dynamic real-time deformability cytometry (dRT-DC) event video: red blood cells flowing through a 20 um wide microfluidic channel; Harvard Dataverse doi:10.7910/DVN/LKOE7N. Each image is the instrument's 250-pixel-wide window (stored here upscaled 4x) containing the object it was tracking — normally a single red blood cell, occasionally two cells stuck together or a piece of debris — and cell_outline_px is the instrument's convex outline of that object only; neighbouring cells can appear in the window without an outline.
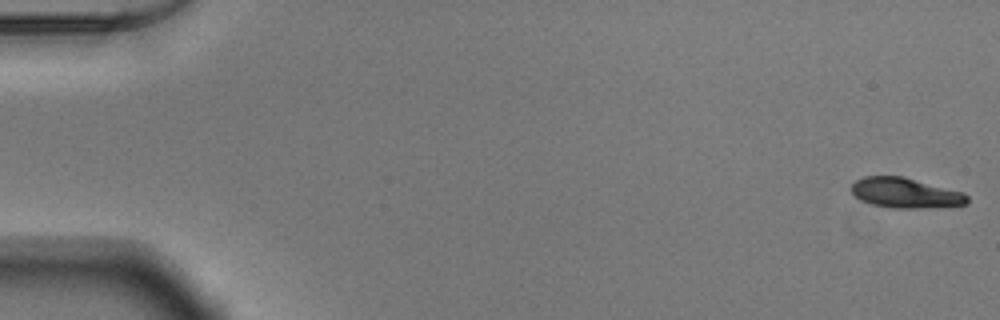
{"species": "Egyptian fruit bat (a non-hibernating species)", "species_latin": "Rousettus aegyptiacus", "temperature_condition": "warm", "stored_images_in_passage": 52, "camera_frame_rate_fps": 3000, "um_per_image_px": 0.085, "animal": {"sex": "male"}, "frame": {"image": 1, "passage_image": 1, "time_ms": 0.0, "image_size_px": [1000, 320], "cell_outline_px": [[968, 204], [920, 208], [892, 208], [872, 204], [860, 200], [848, 188], [856, 180], [864, 176], [904, 176], [964, 192], [968, 196]], "centroid_in_image_um": [76.95, 16.39], "position_along_channel_um": 8.1, "area_um2": 20.46}}
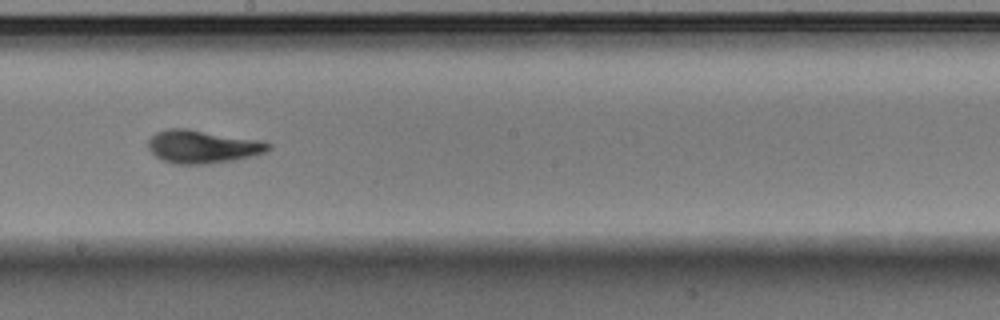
{"frame": {"image": 2, "passage_image": 30, "time_ms": 9.667, "image_size_px": [1000, 320], "cell_outline_px": [[272, 148], [268, 152], [232, 160], [208, 164], [172, 164], [156, 156], [148, 148], [148, 140], [156, 132], [168, 128], [188, 128], [264, 140], [272, 144]], "centroid_in_image_um": [17.27, 12.45], "position_along_channel_um": 230.9, "area_um2": 23.52}}
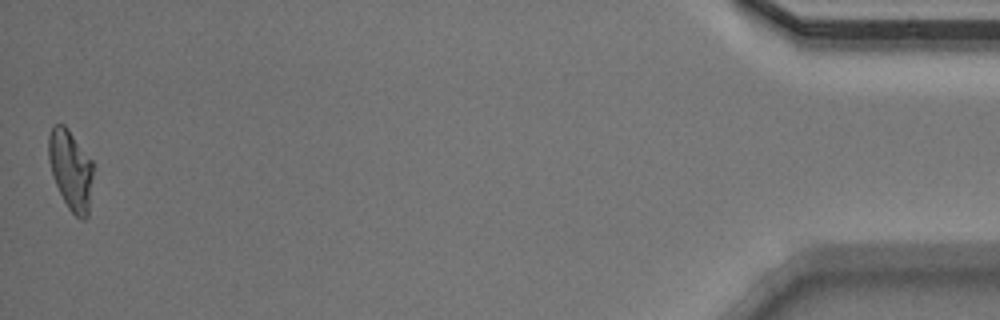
{"frame": {"image": 3, "passage_image": 52, "time_ms": 17.0, "image_size_px": [1000, 320], "cell_outline_px": [[92, 176], [88, 216], [84, 220], [80, 220], [68, 208], [56, 184], [48, 160], [48, 136], [52, 128], [56, 124], [64, 124], [68, 128], [92, 160]], "centroid_in_image_um": [6.01, 14.43], "position_along_channel_um": 429.2, "area_um2": 20.58}, "authors_computed_cell_mechanics": {"area_um2": 21.675, "velocity_mm_per_s": 3.9076, "shape_relaxation_time_tau1_ms": 3.6559, "shape_relaxation_time_tau2_ms": 1.6135, "deformation_change_tau1": 0.1647, "deformation_change_tau2": 0.0735}}